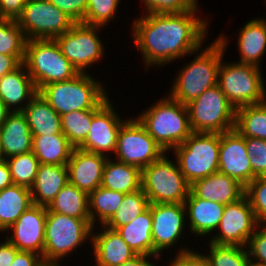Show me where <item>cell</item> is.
Here are the masks:
<instances>
[{
    "mask_svg": "<svg viewBox=\"0 0 266 266\" xmlns=\"http://www.w3.org/2000/svg\"><path fill=\"white\" fill-rule=\"evenodd\" d=\"M198 5L183 13H147L133 21V38L143 63L167 65L202 50L208 21L197 17Z\"/></svg>",
    "mask_w": 266,
    "mask_h": 266,
    "instance_id": "cell-1",
    "label": "cell"
},
{
    "mask_svg": "<svg viewBox=\"0 0 266 266\" xmlns=\"http://www.w3.org/2000/svg\"><path fill=\"white\" fill-rule=\"evenodd\" d=\"M227 39L225 35H221L203 51L200 52L199 49L198 52L196 51L198 55L195 59L186 64L187 66L185 65L177 74L169 92L171 98L187 105L207 89L217 85L221 59L228 45Z\"/></svg>",
    "mask_w": 266,
    "mask_h": 266,
    "instance_id": "cell-2",
    "label": "cell"
},
{
    "mask_svg": "<svg viewBox=\"0 0 266 266\" xmlns=\"http://www.w3.org/2000/svg\"><path fill=\"white\" fill-rule=\"evenodd\" d=\"M135 117L166 153L182 144L193 132L187 106L170 96Z\"/></svg>",
    "mask_w": 266,
    "mask_h": 266,
    "instance_id": "cell-3",
    "label": "cell"
},
{
    "mask_svg": "<svg viewBox=\"0 0 266 266\" xmlns=\"http://www.w3.org/2000/svg\"><path fill=\"white\" fill-rule=\"evenodd\" d=\"M38 93L61 116L78 110H93L108 99L101 82L88 73H79L67 81L49 83Z\"/></svg>",
    "mask_w": 266,
    "mask_h": 266,
    "instance_id": "cell-4",
    "label": "cell"
},
{
    "mask_svg": "<svg viewBox=\"0 0 266 266\" xmlns=\"http://www.w3.org/2000/svg\"><path fill=\"white\" fill-rule=\"evenodd\" d=\"M93 229L91 219L47 211L42 256L45 265L59 266L62 262L60 259L84 244L88 238L91 240Z\"/></svg>",
    "mask_w": 266,
    "mask_h": 266,
    "instance_id": "cell-5",
    "label": "cell"
},
{
    "mask_svg": "<svg viewBox=\"0 0 266 266\" xmlns=\"http://www.w3.org/2000/svg\"><path fill=\"white\" fill-rule=\"evenodd\" d=\"M23 64L37 91L49 83L67 81L79 74L55 39L27 40Z\"/></svg>",
    "mask_w": 266,
    "mask_h": 266,
    "instance_id": "cell-6",
    "label": "cell"
},
{
    "mask_svg": "<svg viewBox=\"0 0 266 266\" xmlns=\"http://www.w3.org/2000/svg\"><path fill=\"white\" fill-rule=\"evenodd\" d=\"M224 63L221 59L217 85L235 109L266 102L260 67L239 62Z\"/></svg>",
    "mask_w": 266,
    "mask_h": 266,
    "instance_id": "cell-7",
    "label": "cell"
},
{
    "mask_svg": "<svg viewBox=\"0 0 266 266\" xmlns=\"http://www.w3.org/2000/svg\"><path fill=\"white\" fill-rule=\"evenodd\" d=\"M175 163L163 154L141 170V189L150 204H184L188 198L190 184Z\"/></svg>",
    "mask_w": 266,
    "mask_h": 266,
    "instance_id": "cell-8",
    "label": "cell"
},
{
    "mask_svg": "<svg viewBox=\"0 0 266 266\" xmlns=\"http://www.w3.org/2000/svg\"><path fill=\"white\" fill-rule=\"evenodd\" d=\"M219 133L193 132L175 149L179 170L191 185L194 181L206 178L219 170Z\"/></svg>",
    "mask_w": 266,
    "mask_h": 266,
    "instance_id": "cell-9",
    "label": "cell"
},
{
    "mask_svg": "<svg viewBox=\"0 0 266 266\" xmlns=\"http://www.w3.org/2000/svg\"><path fill=\"white\" fill-rule=\"evenodd\" d=\"M186 106L192 132L221 134L235 128L236 109L218 85L207 89Z\"/></svg>",
    "mask_w": 266,
    "mask_h": 266,
    "instance_id": "cell-10",
    "label": "cell"
},
{
    "mask_svg": "<svg viewBox=\"0 0 266 266\" xmlns=\"http://www.w3.org/2000/svg\"><path fill=\"white\" fill-rule=\"evenodd\" d=\"M16 21L27 40L55 39L75 24L48 0H28Z\"/></svg>",
    "mask_w": 266,
    "mask_h": 266,
    "instance_id": "cell-11",
    "label": "cell"
},
{
    "mask_svg": "<svg viewBox=\"0 0 266 266\" xmlns=\"http://www.w3.org/2000/svg\"><path fill=\"white\" fill-rule=\"evenodd\" d=\"M102 26L75 23L70 30L57 36L62 54L79 73H87L86 68L98 62L104 53V46L98 37Z\"/></svg>",
    "mask_w": 266,
    "mask_h": 266,
    "instance_id": "cell-12",
    "label": "cell"
},
{
    "mask_svg": "<svg viewBox=\"0 0 266 266\" xmlns=\"http://www.w3.org/2000/svg\"><path fill=\"white\" fill-rule=\"evenodd\" d=\"M115 154L117 161L142 170L165 152L136 118H129L119 130Z\"/></svg>",
    "mask_w": 266,
    "mask_h": 266,
    "instance_id": "cell-13",
    "label": "cell"
},
{
    "mask_svg": "<svg viewBox=\"0 0 266 266\" xmlns=\"http://www.w3.org/2000/svg\"><path fill=\"white\" fill-rule=\"evenodd\" d=\"M254 211L244 195L238 201L225 205L223 216L215 231L217 232L208 241L219 245H237L246 247L249 238L259 226Z\"/></svg>",
    "mask_w": 266,
    "mask_h": 266,
    "instance_id": "cell-14",
    "label": "cell"
},
{
    "mask_svg": "<svg viewBox=\"0 0 266 266\" xmlns=\"http://www.w3.org/2000/svg\"><path fill=\"white\" fill-rule=\"evenodd\" d=\"M114 108L108 98L98 108L93 109L91 128L80 149L108 157L107 152H115L119 130L127 119L122 120Z\"/></svg>",
    "mask_w": 266,
    "mask_h": 266,
    "instance_id": "cell-15",
    "label": "cell"
},
{
    "mask_svg": "<svg viewBox=\"0 0 266 266\" xmlns=\"http://www.w3.org/2000/svg\"><path fill=\"white\" fill-rule=\"evenodd\" d=\"M151 216L154 256L160 257V252L180 240L185 229L186 210L182 203L151 204Z\"/></svg>",
    "mask_w": 266,
    "mask_h": 266,
    "instance_id": "cell-16",
    "label": "cell"
},
{
    "mask_svg": "<svg viewBox=\"0 0 266 266\" xmlns=\"http://www.w3.org/2000/svg\"><path fill=\"white\" fill-rule=\"evenodd\" d=\"M47 207L33 204L7 230L6 237L19 251H30L43 256Z\"/></svg>",
    "mask_w": 266,
    "mask_h": 266,
    "instance_id": "cell-17",
    "label": "cell"
},
{
    "mask_svg": "<svg viewBox=\"0 0 266 266\" xmlns=\"http://www.w3.org/2000/svg\"><path fill=\"white\" fill-rule=\"evenodd\" d=\"M218 172L236 179L244 187L252 181V168L245 137L236 129L220 134Z\"/></svg>",
    "mask_w": 266,
    "mask_h": 266,
    "instance_id": "cell-18",
    "label": "cell"
},
{
    "mask_svg": "<svg viewBox=\"0 0 266 266\" xmlns=\"http://www.w3.org/2000/svg\"><path fill=\"white\" fill-rule=\"evenodd\" d=\"M108 158L107 155L74 148L67 162L69 183L88 194L94 191L102 184Z\"/></svg>",
    "mask_w": 266,
    "mask_h": 266,
    "instance_id": "cell-19",
    "label": "cell"
},
{
    "mask_svg": "<svg viewBox=\"0 0 266 266\" xmlns=\"http://www.w3.org/2000/svg\"><path fill=\"white\" fill-rule=\"evenodd\" d=\"M198 198L227 205L238 201L245 194V187L236 179L220 172L198 179L190 185Z\"/></svg>",
    "mask_w": 266,
    "mask_h": 266,
    "instance_id": "cell-20",
    "label": "cell"
},
{
    "mask_svg": "<svg viewBox=\"0 0 266 266\" xmlns=\"http://www.w3.org/2000/svg\"><path fill=\"white\" fill-rule=\"evenodd\" d=\"M37 93L35 84L23 63L0 78V99L11 112H22ZM23 101H26V104Z\"/></svg>",
    "mask_w": 266,
    "mask_h": 266,
    "instance_id": "cell-21",
    "label": "cell"
},
{
    "mask_svg": "<svg viewBox=\"0 0 266 266\" xmlns=\"http://www.w3.org/2000/svg\"><path fill=\"white\" fill-rule=\"evenodd\" d=\"M103 228L91 238L96 266H120L137 255L115 230Z\"/></svg>",
    "mask_w": 266,
    "mask_h": 266,
    "instance_id": "cell-22",
    "label": "cell"
},
{
    "mask_svg": "<svg viewBox=\"0 0 266 266\" xmlns=\"http://www.w3.org/2000/svg\"><path fill=\"white\" fill-rule=\"evenodd\" d=\"M189 227L194 236L209 235L217 229L223 216L225 205L196 197L191 191L184 201Z\"/></svg>",
    "mask_w": 266,
    "mask_h": 266,
    "instance_id": "cell-23",
    "label": "cell"
},
{
    "mask_svg": "<svg viewBox=\"0 0 266 266\" xmlns=\"http://www.w3.org/2000/svg\"><path fill=\"white\" fill-rule=\"evenodd\" d=\"M32 133L22 112H11L0 127V145L7 158L32 151Z\"/></svg>",
    "mask_w": 266,
    "mask_h": 266,
    "instance_id": "cell-24",
    "label": "cell"
},
{
    "mask_svg": "<svg viewBox=\"0 0 266 266\" xmlns=\"http://www.w3.org/2000/svg\"><path fill=\"white\" fill-rule=\"evenodd\" d=\"M68 182L67 165L40 164L30 188L33 204L48 207Z\"/></svg>",
    "mask_w": 266,
    "mask_h": 266,
    "instance_id": "cell-25",
    "label": "cell"
},
{
    "mask_svg": "<svg viewBox=\"0 0 266 266\" xmlns=\"http://www.w3.org/2000/svg\"><path fill=\"white\" fill-rule=\"evenodd\" d=\"M240 29L237 39L240 51L239 63L260 67V59L266 50V19H252Z\"/></svg>",
    "mask_w": 266,
    "mask_h": 266,
    "instance_id": "cell-26",
    "label": "cell"
},
{
    "mask_svg": "<svg viewBox=\"0 0 266 266\" xmlns=\"http://www.w3.org/2000/svg\"><path fill=\"white\" fill-rule=\"evenodd\" d=\"M22 113L27 119L32 136L62 133L60 115L37 93Z\"/></svg>",
    "mask_w": 266,
    "mask_h": 266,
    "instance_id": "cell-27",
    "label": "cell"
},
{
    "mask_svg": "<svg viewBox=\"0 0 266 266\" xmlns=\"http://www.w3.org/2000/svg\"><path fill=\"white\" fill-rule=\"evenodd\" d=\"M115 231L136 254L154 256L151 204L134 220Z\"/></svg>",
    "mask_w": 266,
    "mask_h": 266,
    "instance_id": "cell-28",
    "label": "cell"
},
{
    "mask_svg": "<svg viewBox=\"0 0 266 266\" xmlns=\"http://www.w3.org/2000/svg\"><path fill=\"white\" fill-rule=\"evenodd\" d=\"M107 159L101 186L124 194L141 189V169L120 161Z\"/></svg>",
    "mask_w": 266,
    "mask_h": 266,
    "instance_id": "cell-29",
    "label": "cell"
},
{
    "mask_svg": "<svg viewBox=\"0 0 266 266\" xmlns=\"http://www.w3.org/2000/svg\"><path fill=\"white\" fill-rule=\"evenodd\" d=\"M33 205L31 190L11 185L0 191V232L7 231Z\"/></svg>",
    "mask_w": 266,
    "mask_h": 266,
    "instance_id": "cell-30",
    "label": "cell"
},
{
    "mask_svg": "<svg viewBox=\"0 0 266 266\" xmlns=\"http://www.w3.org/2000/svg\"><path fill=\"white\" fill-rule=\"evenodd\" d=\"M73 149L63 133L32 137V152L40 164L67 165Z\"/></svg>",
    "mask_w": 266,
    "mask_h": 266,
    "instance_id": "cell-31",
    "label": "cell"
},
{
    "mask_svg": "<svg viewBox=\"0 0 266 266\" xmlns=\"http://www.w3.org/2000/svg\"><path fill=\"white\" fill-rule=\"evenodd\" d=\"M47 211L90 219L88 193L68 182L47 207Z\"/></svg>",
    "mask_w": 266,
    "mask_h": 266,
    "instance_id": "cell-32",
    "label": "cell"
},
{
    "mask_svg": "<svg viewBox=\"0 0 266 266\" xmlns=\"http://www.w3.org/2000/svg\"><path fill=\"white\" fill-rule=\"evenodd\" d=\"M234 129L245 138L266 140V102L236 109Z\"/></svg>",
    "mask_w": 266,
    "mask_h": 266,
    "instance_id": "cell-33",
    "label": "cell"
},
{
    "mask_svg": "<svg viewBox=\"0 0 266 266\" xmlns=\"http://www.w3.org/2000/svg\"><path fill=\"white\" fill-rule=\"evenodd\" d=\"M124 196L122 192L112 191L102 186L90 192L88 200L92 226L95 227L96 218L99 217L101 227H103L113 217Z\"/></svg>",
    "mask_w": 266,
    "mask_h": 266,
    "instance_id": "cell-34",
    "label": "cell"
},
{
    "mask_svg": "<svg viewBox=\"0 0 266 266\" xmlns=\"http://www.w3.org/2000/svg\"><path fill=\"white\" fill-rule=\"evenodd\" d=\"M62 133L74 148L85 141L91 128L93 110H78L60 116Z\"/></svg>",
    "mask_w": 266,
    "mask_h": 266,
    "instance_id": "cell-35",
    "label": "cell"
},
{
    "mask_svg": "<svg viewBox=\"0 0 266 266\" xmlns=\"http://www.w3.org/2000/svg\"><path fill=\"white\" fill-rule=\"evenodd\" d=\"M150 205L148 197L142 189L125 194L121 205L113 217L105 224L106 227L116 230L118 227L128 224L143 213Z\"/></svg>",
    "mask_w": 266,
    "mask_h": 266,
    "instance_id": "cell-36",
    "label": "cell"
},
{
    "mask_svg": "<svg viewBox=\"0 0 266 266\" xmlns=\"http://www.w3.org/2000/svg\"><path fill=\"white\" fill-rule=\"evenodd\" d=\"M209 248V254L202 255L208 266H251L247 247L209 242Z\"/></svg>",
    "mask_w": 266,
    "mask_h": 266,
    "instance_id": "cell-37",
    "label": "cell"
},
{
    "mask_svg": "<svg viewBox=\"0 0 266 266\" xmlns=\"http://www.w3.org/2000/svg\"><path fill=\"white\" fill-rule=\"evenodd\" d=\"M27 39L16 20L0 18V53L16 56L22 63Z\"/></svg>",
    "mask_w": 266,
    "mask_h": 266,
    "instance_id": "cell-38",
    "label": "cell"
},
{
    "mask_svg": "<svg viewBox=\"0 0 266 266\" xmlns=\"http://www.w3.org/2000/svg\"><path fill=\"white\" fill-rule=\"evenodd\" d=\"M11 178L15 185L31 188L36 179L40 162L31 151L25 154L12 156L6 159Z\"/></svg>",
    "mask_w": 266,
    "mask_h": 266,
    "instance_id": "cell-39",
    "label": "cell"
},
{
    "mask_svg": "<svg viewBox=\"0 0 266 266\" xmlns=\"http://www.w3.org/2000/svg\"><path fill=\"white\" fill-rule=\"evenodd\" d=\"M120 0H88L87 11L83 23L102 26L115 19Z\"/></svg>",
    "mask_w": 266,
    "mask_h": 266,
    "instance_id": "cell-40",
    "label": "cell"
},
{
    "mask_svg": "<svg viewBox=\"0 0 266 266\" xmlns=\"http://www.w3.org/2000/svg\"><path fill=\"white\" fill-rule=\"evenodd\" d=\"M260 225H266V177H258L245 187L244 194Z\"/></svg>",
    "mask_w": 266,
    "mask_h": 266,
    "instance_id": "cell-41",
    "label": "cell"
},
{
    "mask_svg": "<svg viewBox=\"0 0 266 266\" xmlns=\"http://www.w3.org/2000/svg\"><path fill=\"white\" fill-rule=\"evenodd\" d=\"M245 145L252 168V181L258 177H266V140L245 138Z\"/></svg>",
    "mask_w": 266,
    "mask_h": 266,
    "instance_id": "cell-42",
    "label": "cell"
},
{
    "mask_svg": "<svg viewBox=\"0 0 266 266\" xmlns=\"http://www.w3.org/2000/svg\"><path fill=\"white\" fill-rule=\"evenodd\" d=\"M147 13H183L192 10L197 0H143Z\"/></svg>",
    "mask_w": 266,
    "mask_h": 266,
    "instance_id": "cell-43",
    "label": "cell"
},
{
    "mask_svg": "<svg viewBox=\"0 0 266 266\" xmlns=\"http://www.w3.org/2000/svg\"><path fill=\"white\" fill-rule=\"evenodd\" d=\"M246 247H249L247 251L252 266H266V225L255 229Z\"/></svg>",
    "mask_w": 266,
    "mask_h": 266,
    "instance_id": "cell-44",
    "label": "cell"
},
{
    "mask_svg": "<svg viewBox=\"0 0 266 266\" xmlns=\"http://www.w3.org/2000/svg\"><path fill=\"white\" fill-rule=\"evenodd\" d=\"M64 11L75 23H83L88 0H48Z\"/></svg>",
    "mask_w": 266,
    "mask_h": 266,
    "instance_id": "cell-45",
    "label": "cell"
},
{
    "mask_svg": "<svg viewBox=\"0 0 266 266\" xmlns=\"http://www.w3.org/2000/svg\"><path fill=\"white\" fill-rule=\"evenodd\" d=\"M28 0H0V18L16 20Z\"/></svg>",
    "mask_w": 266,
    "mask_h": 266,
    "instance_id": "cell-46",
    "label": "cell"
},
{
    "mask_svg": "<svg viewBox=\"0 0 266 266\" xmlns=\"http://www.w3.org/2000/svg\"><path fill=\"white\" fill-rule=\"evenodd\" d=\"M11 266H46L42 256L30 251H18Z\"/></svg>",
    "mask_w": 266,
    "mask_h": 266,
    "instance_id": "cell-47",
    "label": "cell"
},
{
    "mask_svg": "<svg viewBox=\"0 0 266 266\" xmlns=\"http://www.w3.org/2000/svg\"><path fill=\"white\" fill-rule=\"evenodd\" d=\"M18 251L7 239L0 242V266H11Z\"/></svg>",
    "mask_w": 266,
    "mask_h": 266,
    "instance_id": "cell-48",
    "label": "cell"
},
{
    "mask_svg": "<svg viewBox=\"0 0 266 266\" xmlns=\"http://www.w3.org/2000/svg\"><path fill=\"white\" fill-rule=\"evenodd\" d=\"M22 62L13 55H5L0 53V78L9 72L17 69Z\"/></svg>",
    "mask_w": 266,
    "mask_h": 266,
    "instance_id": "cell-49",
    "label": "cell"
},
{
    "mask_svg": "<svg viewBox=\"0 0 266 266\" xmlns=\"http://www.w3.org/2000/svg\"><path fill=\"white\" fill-rule=\"evenodd\" d=\"M175 259L171 260L169 266H193V250L182 248L177 251Z\"/></svg>",
    "mask_w": 266,
    "mask_h": 266,
    "instance_id": "cell-50",
    "label": "cell"
},
{
    "mask_svg": "<svg viewBox=\"0 0 266 266\" xmlns=\"http://www.w3.org/2000/svg\"><path fill=\"white\" fill-rule=\"evenodd\" d=\"M149 257H153L157 261L159 260V257L137 254L135 257H133L132 259H130V260L126 261V262H124L120 266H157V265L153 264L152 261L149 262V260H150Z\"/></svg>",
    "mask_w": 266,
    "mask_h": 266,
    "instance_id": "cell-51",
    "label": "cell"
},
{
    "mask_svg": "<svg viewBox=\"0 0 266 266\" xmlns=\"http://www.w3.org/2000/svg\"><path fill=\"white\" fill-rule=\"evenodd\" d=\"M11 173L7 162L0 163V191L13 185Z\"/></svg>",
    "mask_w": 266,
    "mask_h": 266,
    "instance_id": "cell-52",
    "label": "cell"
},
{
    "mask_svg": "<svg viewBox=\"0 0 266 266\" xmlns=\"http://www.w3.org/2000/svg\"><path fill=\"white\" fill-rule=\"evenodd\" d=\"M11 111L5 106V103L0 99V127L4 123Z\"/></svg>",
    "mask_w": 266,
    "mask_h": 266,
    "instance_id": "cell-53",
    "label": "cell"
},
{
    "mask_svg": "<svg viewBox=\"0 0 266 266\" xmlns=\"http://www.w3.org/2000/svg\"><path fill=\"white\" fill-rule=\"evenodd\" d=\"M193 266H208V264L203 260L202 254L194 252L193 250Z\"/></svg>",
    "mask_w": 266,
    "mask_h": 266,
    "instance_id": "cell-54",
    "label": "cell"
},
{
    "mask_svg": "<svg viewBox=\"0 0 266 266\" xmlns=\"http://www.w3.org/2000/svg\"><path fill=\"white\" fill-rule=\"evenodd\" d=\"M5 161H6V157L3 153V150H2L1 145H0V163L5 162Z\"/></svg>",
    "mask_w": 266,
    "mask_h": 266,
    "instance_id": "cell-55",
    "label": "cell"
}]
</instances>
